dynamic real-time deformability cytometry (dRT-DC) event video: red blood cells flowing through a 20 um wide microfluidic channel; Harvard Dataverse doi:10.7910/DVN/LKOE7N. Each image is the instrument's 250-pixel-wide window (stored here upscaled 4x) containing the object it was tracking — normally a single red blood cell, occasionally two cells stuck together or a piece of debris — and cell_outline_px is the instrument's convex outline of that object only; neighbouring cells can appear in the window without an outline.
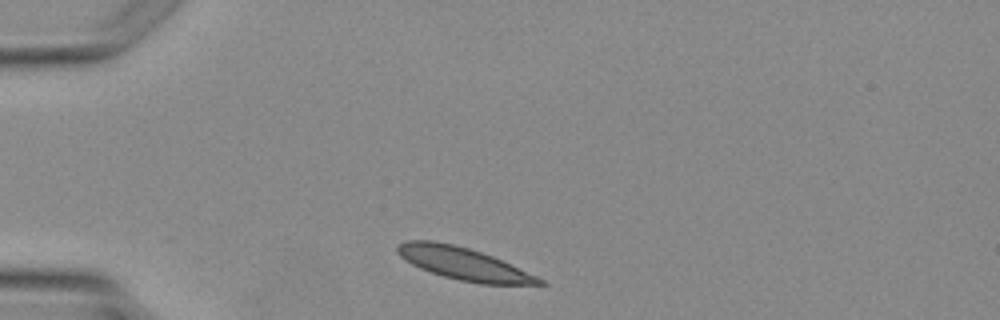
{"species": "Egyptian fruit bat (a non-hibernating species)", "species_latin": "Rousettus aegyptiacus", "temperature_condition": "warm", "stored_images_in_passage": 1, "camera_frame_rate_fps": 3000, "um_per_image_px": 0.085, "animal": {"sex": "female"}, "frame": {"image": 1, "passage_image": 1, "time_ms": 0.0, "image_size_px": [1000, 320], "cell_outline_px": [[548, 284], [480, 284], [460, 280], [444, 276], [420, 268], [404, 260], [396, 252], [396, 248], [404, 240], [432, 240], [452, 244], [468, 248], [492, 256], [536, 276], [544, 280]], "centroid_in_image_um": [39.35, 22.4], "position_along_channel_um": 45.6, "area_um2": 26.36}}